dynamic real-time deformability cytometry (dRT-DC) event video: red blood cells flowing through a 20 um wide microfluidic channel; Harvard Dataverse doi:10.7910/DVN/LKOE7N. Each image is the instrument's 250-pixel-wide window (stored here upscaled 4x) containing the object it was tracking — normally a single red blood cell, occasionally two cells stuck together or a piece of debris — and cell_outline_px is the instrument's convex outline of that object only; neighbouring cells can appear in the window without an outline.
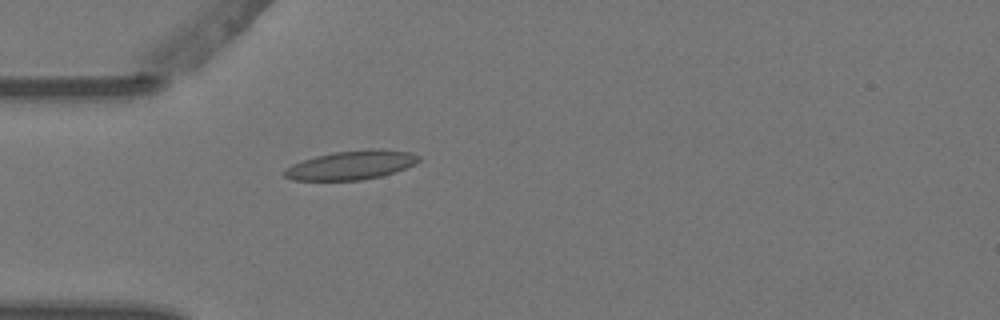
{"species": "Egyptian fruit bat (a non-hibernating species)", "species_latin": "Rousettus aegyptiacus", "temperature_condition": "warm", "stored_images_in_passage": 5, "camera_frame_rate_fps": 3000, "um_per_image_px": 0.085, "animal": {"sex": "female"}, "frame": {"image": 1, "passage_image": 5, "time_ms": 1.333, "image_size_px": [1000, 320], "cell_outline_px": [[420, 160], [416, 164], [396, 172], [364, 180], [292, 180], [284, 176], [284, 168], [292, 164], [316, 156], [332, 152], [372, 148], [384, 148], [412, 152], [420, 156]], "centroid_in_image_um": [29.91, 14.02], "position_along_channel_um": 55.1, "area_um2": 23.0}}